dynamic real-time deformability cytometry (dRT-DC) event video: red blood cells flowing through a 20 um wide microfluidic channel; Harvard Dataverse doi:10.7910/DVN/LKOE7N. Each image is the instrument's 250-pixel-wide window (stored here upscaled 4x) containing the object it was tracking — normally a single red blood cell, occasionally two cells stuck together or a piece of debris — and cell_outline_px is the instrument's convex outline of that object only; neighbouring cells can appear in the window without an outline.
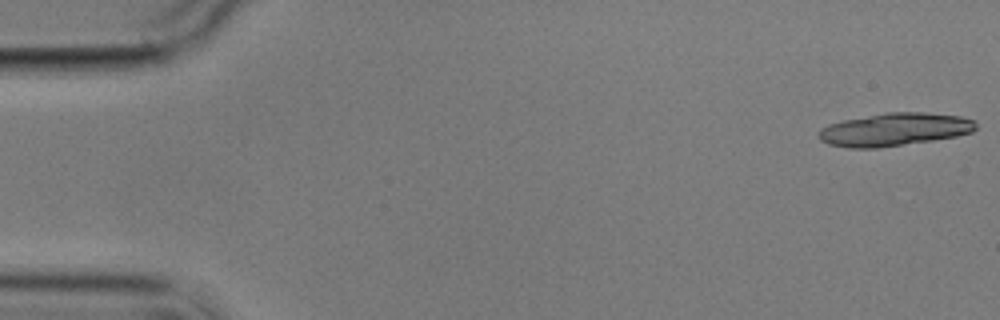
{"species": "common noctule bat (a hibernating species)", "species_latin": "Nyctalus noctula", "temperature_condition": "cold", "stored_images_in_passage": 15, "camera_frame_rate_fps": 3000, "um_per_image_px": 0.085, "animal": {"sex": "male", "body_mass_g": 17.9}, "frame": {"image": 1, "passage_image": 1, "time_ms": 0.0, "image_size_px": [1000, 320], "cell_outline_px": [[976, 128], [972, 132], [956, 136], [932, 140], [880, 148], [848, 148], [828, 144], [820, 140], [816, 136], [820, 128], [828, 124], [844, 120], [888, 112], [924, 112], [960, 116], [972, 120], [976, 124]], "centroid_in_image_um": [75.98, 11.01], "position_along_channel_um": 9.0, "area_um2": 30.17}}
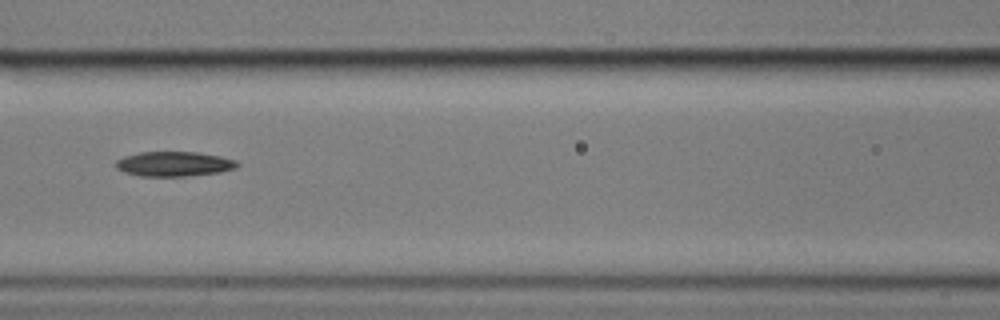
{"frame": {"image": 2, "passage_image": 7, "time_ms": 8.0, "image_size_px": [1000, 320], "cell_outline_px": [[240, 164], [236, 168], [220, 172], [184, 176], [140, 176], [124, 172], [116, 168], [116, 160], [124, 156], [140, 152], [200, 152], [220, 156], [236, 160]], "centroid_in_image_um": [14.8, 13.93], "position_along_channel_um": 151.8, "area_um2": 17.57}}
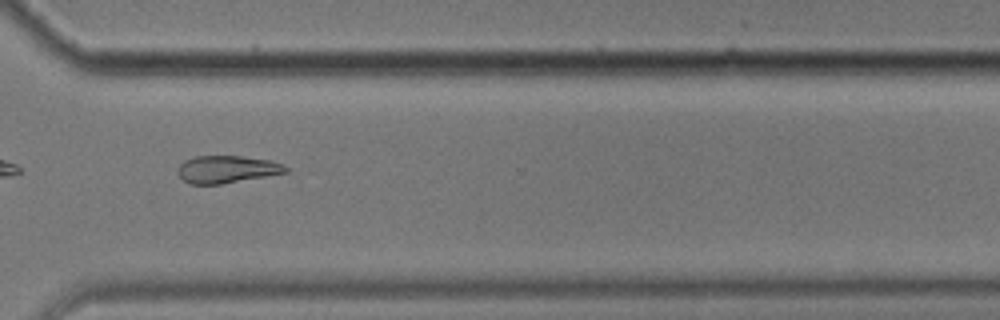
{"frame": {"image": 3, "passage_image": 12, "time_ms": 13.667, "image_size_px": [1000, 320], "cell_outline_px": [[288, 172], [220, 184], [192, 184], [184, 180], [180, 176], [180, 164], [184, 160], [196, 156], [240, 156], [268, 160], [284, 164], [288, 168]], "centroid_in_image_um": [19.31, 14.38], "position_along_channel_um": 351.3, "area_um2": 16.88}, "authors_computed_cell_mechanics": {"area_um2": 19.074, "velocity_mm_per_s": 3.5242, "shape_relaxation_time_tau1_ms": 5.9399, "shape_relaxation_time_tau2_ms": null, "deformation_change_tau1": 0.1139, "deformation_change_tau2": null}}